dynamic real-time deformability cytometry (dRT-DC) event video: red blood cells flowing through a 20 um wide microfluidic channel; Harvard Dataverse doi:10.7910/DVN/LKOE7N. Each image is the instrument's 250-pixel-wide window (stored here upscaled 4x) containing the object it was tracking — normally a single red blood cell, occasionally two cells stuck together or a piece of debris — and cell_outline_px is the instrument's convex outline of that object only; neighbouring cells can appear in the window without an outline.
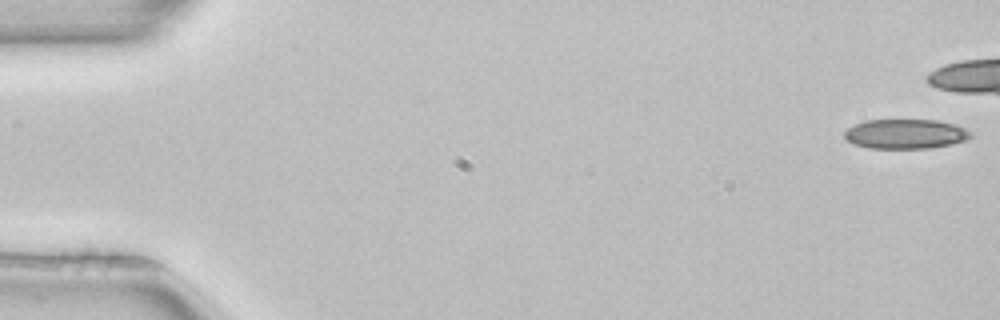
{"species": "common noctule bat (a hibernating species)", "species_latin": "Nyctalus noctula", "temperature_condition": "room temperature", "stored_images_in_passage": 3, "camera_frame_rate_fps": 3000, "um_per_image_px": 0.085, "animal": {"sex": "female", "body_mass_g": 22.7, "forearm_length_mm": 54.2}, "frame": {"image": 1, "passage_image": 1, "time_ms": 0.0, "image_size_px": [1000, 320], "cell_outline_px": [[972, 136], [964, 140], [952, 144], [932, 148], [868, 148], [852, 144], [844, 136], [844, 132], [848, 128], [864, 120], [936, 120], [952, 124], [964, 128], [972, 132]], "centroid_in_image_um": [76.95, 11.39], "position_along_channel_um": 8.1, "area_um2": 21.73}}